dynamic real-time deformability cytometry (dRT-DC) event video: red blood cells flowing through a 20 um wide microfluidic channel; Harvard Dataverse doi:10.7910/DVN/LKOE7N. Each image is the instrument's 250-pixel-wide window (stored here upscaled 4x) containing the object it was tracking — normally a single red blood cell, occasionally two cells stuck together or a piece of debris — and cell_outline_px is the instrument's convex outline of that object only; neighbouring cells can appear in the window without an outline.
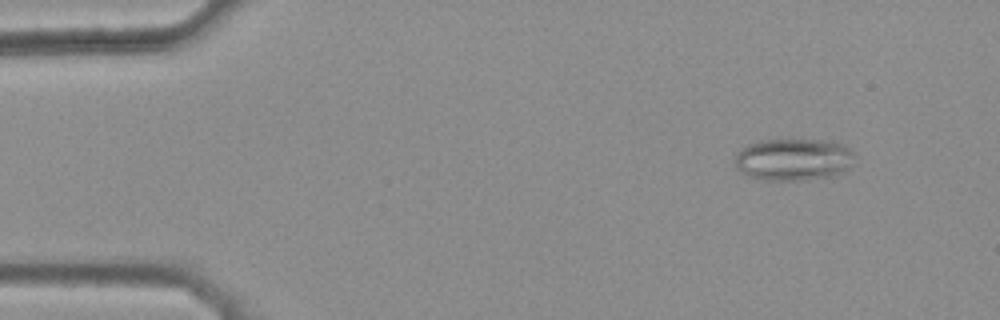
{"species": "common noctule bat (a hibernating species)", "species_latin": "Nyctalus noctula", "temperature_condition": "warm", "stored_images_in_passage": 45, "camera_frame_rate_fps": 3000, "um_per_image_px": 0.085, "animal": {"sex": "female", "body_mass_g": 25.1}, "frame": {"image": 1, "passage_image": 5, "time_ms": 1.333, "image_size_px": [1000, 320], "cell_outline_px": [[856, 156], [848, 168], [844, 172], [832, 176], [804, 180], [764, 180], [752, 176], [736, 168], [736, 152], [748, 144], [760, 140], [832, 140], [848, 148]], "centroid_in_image_um": [67.47, 13.55], "position_along_channel_um": 17.5, "area_um2": 29.3}}
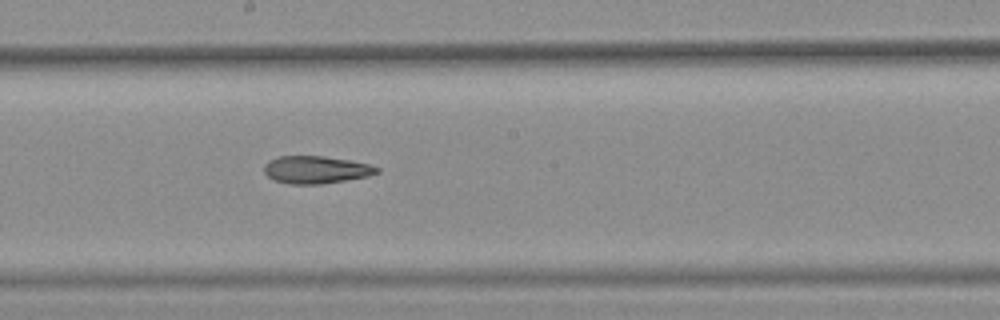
{"frame": {"image": 2, "passage_image": 28, "time_ms": 9.0, "image_size_px": [1000, 320], "cell_outline_px": [[380, 172], [368, 176], [320, 184], [288, 184], [272, 180], [264, 172], [264, 164], [268, 160], [280, 156], [324, 156], [348, 160], [368, 164], [380, 168]], "centroid_in_image_um": [26.82, 14.43], "position_along_channel_um": 221.4, "area_um2": 18.09}}
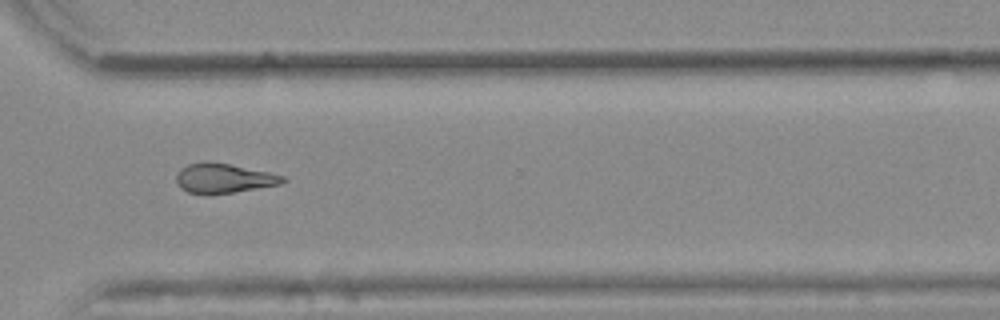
{"frame": {"image": 3, "passage_image": 38, "time_ms": 12.333, "image_size_px": [1000, 320], "cell_outline_px": [[288, 180], [280, 184], [208, 196], [188, 192], [180, 188], [176, 180], [176, 176], [180, 168], [188, 164], [204, 160], [208, 160], [268, 172], [284, 176]], "centroid_in_image_um": [18.95, 15.15], "position_along_channel_um": 351.6, "area_um2": 18.55}, "authors_computed_cell_mechanics": {"area_um2": 19.0162, "velocity_mm_per_s": 3.903, "shape_relaxation_time_tau1_ms": null, "shape_relaxation_time_tau2_ms": 6.9576, "deformation_change_tau1": null, "deformation_change_tau2": 0.185}}